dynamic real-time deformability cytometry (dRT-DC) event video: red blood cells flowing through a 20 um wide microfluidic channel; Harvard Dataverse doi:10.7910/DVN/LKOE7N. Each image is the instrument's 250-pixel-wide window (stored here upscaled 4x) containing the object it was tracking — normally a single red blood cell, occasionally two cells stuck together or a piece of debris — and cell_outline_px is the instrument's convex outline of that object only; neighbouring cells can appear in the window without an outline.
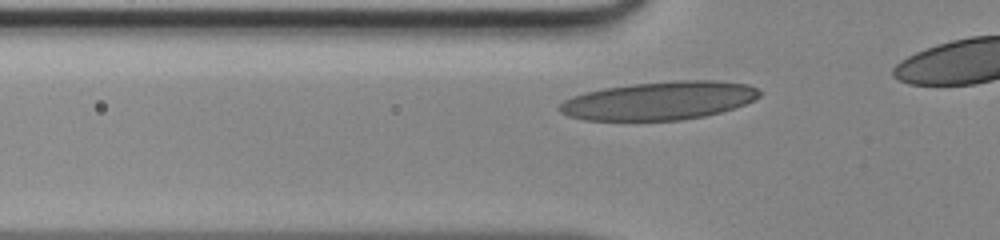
{"species": "human", "species_latin": "Homo sapiens", "temperature_condition": "room temperature", "stored_images_in_passage": 9, "camera_frame_rate_fps": 3000, "um_per_image_px": 0.085, "donor": {"sex": "male"}, "frame": {"image": 1, "passage_image": 3, "time_ms": 0.667, "image_size_px": [1000, 240], "cell_outline_px": [[760, 96], [744, 104], [720, 112], [704, 116], [680, 120], [584, 120], [568, 116], [560, 112], [556, 108], [564, 100], [572, 96], [604, 88], [632, 84], [676, 80], [716, 80], [748, 84], [756, 88], [760, 92]], "centroid_in_image_um": [56.01, 8.55], "position_along_channel_um": 69.8, "area_um2": 44.51}}
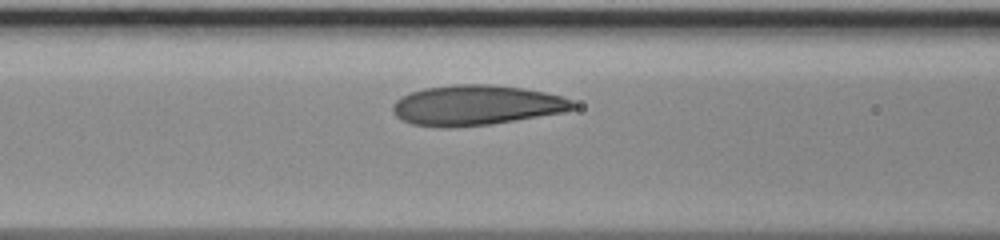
{"frame": {"image": 2, "passage_image": 7, "time_ms": 2.0, "image_size_px": [1000, 240], "cell_outline_px": [[576, 108], [564, 112], [492, 124], [452, 128], [440, 128], [412, 124], [400, 120], [392, 112], [392, 104], [400, 96], [424, 88], [452, 84], [488, 84], [524, 88], [564, 96], [572, 100], [576, 104]], "centroid_in_image_um": [40.46, 8.95], "position_along_channel_um": 126.1, "area_um2": 42.66}}